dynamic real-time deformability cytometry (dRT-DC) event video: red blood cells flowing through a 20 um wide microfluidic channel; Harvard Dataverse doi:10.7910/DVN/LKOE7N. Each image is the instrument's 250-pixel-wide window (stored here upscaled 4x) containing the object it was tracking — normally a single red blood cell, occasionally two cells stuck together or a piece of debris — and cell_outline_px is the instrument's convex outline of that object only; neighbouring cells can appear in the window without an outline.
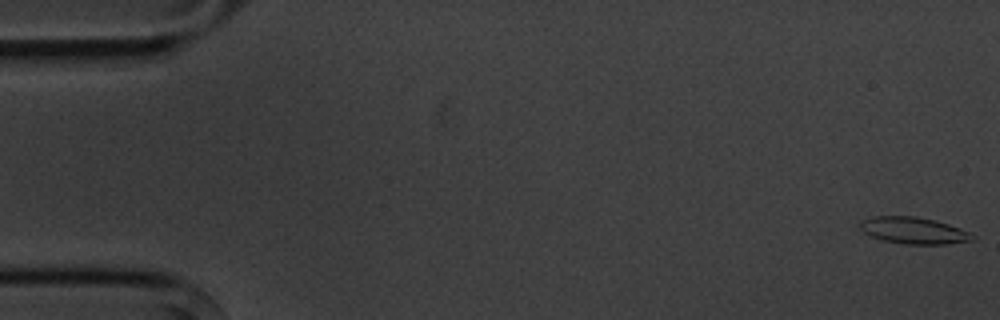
{"species": "common noctule bat (a hibernating species)", "species_latin": "Nyctalus noctula", "temperature_condition": "cold", "stored_images_in_passage": 6, "camera_frame_rate_fps": 3000, "um_per_image_px": 0.085, "animal": {"sex": "male", "body_mass_g": 20.1, "forearm_length_mm": 53.5}, "frame": {"image": 1, "passage_image": 1, "time_ms": 0.0, "image_size_px": [1000, 320], "cell_outline_px": [[976, 236], [972, 240], [944, 244], [904, 244], [884, 240], [872, 236], [864, 232], [860, 228], [860, 220], [872, 216], [916, 216], [948, 224], [960, 228]], "centroid_in_image_um": [77.63, 19.58], "position_along_channel_um": 7.4, "area_um2": 17.28}}